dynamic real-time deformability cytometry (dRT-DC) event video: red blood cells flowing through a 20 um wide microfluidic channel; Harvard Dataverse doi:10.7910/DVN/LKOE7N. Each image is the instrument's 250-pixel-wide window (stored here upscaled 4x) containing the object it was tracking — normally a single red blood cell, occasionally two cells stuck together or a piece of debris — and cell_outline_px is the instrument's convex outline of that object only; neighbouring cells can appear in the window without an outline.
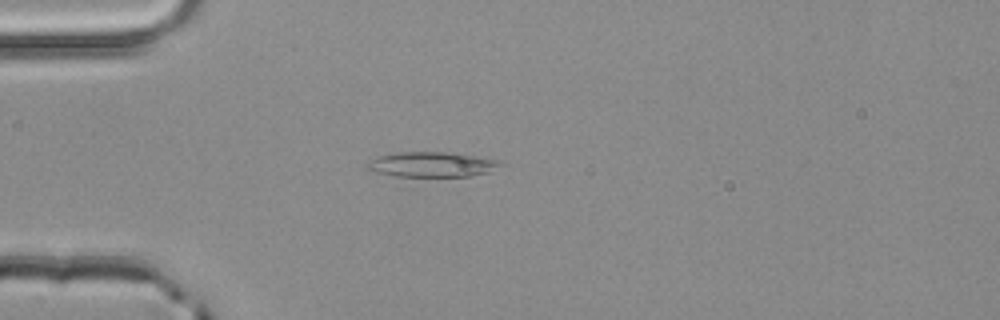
{"species": "common noctule bat (a hibernating species)", "species_latin": "Nyctalus noctula", "temperature_condition": "room temperature", "stored_images_in_passage": 51, "camera_frame_rate_fps": 3000, "um_per_image_px": 0.085, "animal": {"sex": "male", "body_mass_g": 20.4}, "frame": {"image": 1, "passage_image": 14, "time_ms": 4.333, "image_size_px": [1000, 320], "cell_outline_px": [[504, 164], [492, 172], [472, 176], [392, 176], [376, 172], [364, 168], [364, 164], [368, 160], [380, 156], [396, 152], [464, 152], [496, 160]], "centroid_in_image_um": [36.73, 13.97], "position_along_channel_um": 48.3, "area_um2": 20.0}}
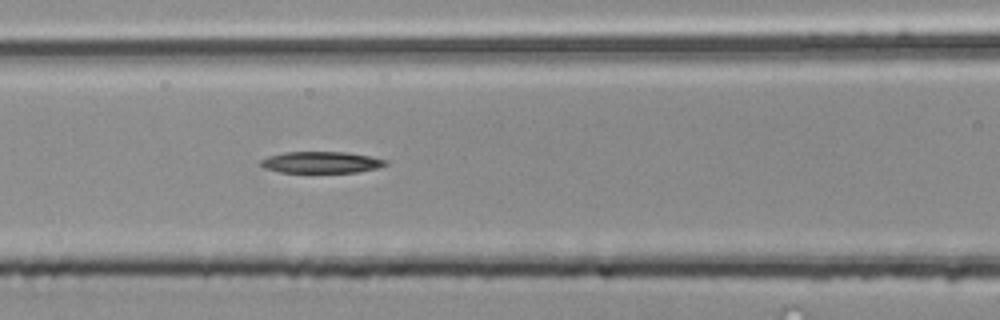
{"frame": {"image": 2, "passage_image": 22, "time_ms": 7.0, "image_size_px": [1000, 320], "cell_outline_px": [[388, 164], [376, 168], [356, 172], [280, 172], [264, 168], [260, 164], [260, 160], [268, 156], [284, 152], [344, 152], [368, 156], [388, 160]], "centroid_in_image_um": [27.28, 13.79], "position_along_channel_um": 139.3, "area_um2": 15.49}}
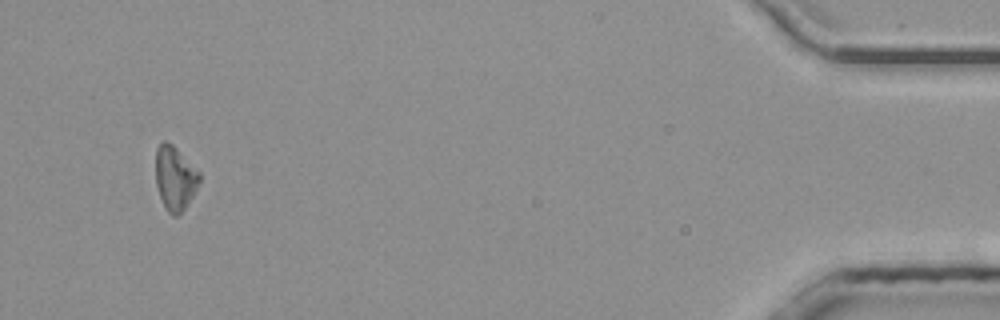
{"frame": {"image": 3, "passage_image": 49, "time_ms": 16.0, "image_size_px": [1000, 320], "cell_outline_px": [[200, 184], [184, 208], [176, 216], [172, 216], [168, 212], [160, 196], [156, 184], [156, 148], [164, 140], [172, 144], [200, 172]], "centroid_in_image_um": [14.88, 15.12], "position_along_channel_um": 420.3, "area_um2": 16.13}, "authors_computed_cell_mechanics": {"area_um2": 16.5308, "velocity_mm_per_s": 4.0294, "shape_relaxation_time_tau1_ms": 10.9728, "shape_relaxation_time_tau2_ms": null, "deformation_change_tau1": 0.2088, "deformation_change_tau2": null}}